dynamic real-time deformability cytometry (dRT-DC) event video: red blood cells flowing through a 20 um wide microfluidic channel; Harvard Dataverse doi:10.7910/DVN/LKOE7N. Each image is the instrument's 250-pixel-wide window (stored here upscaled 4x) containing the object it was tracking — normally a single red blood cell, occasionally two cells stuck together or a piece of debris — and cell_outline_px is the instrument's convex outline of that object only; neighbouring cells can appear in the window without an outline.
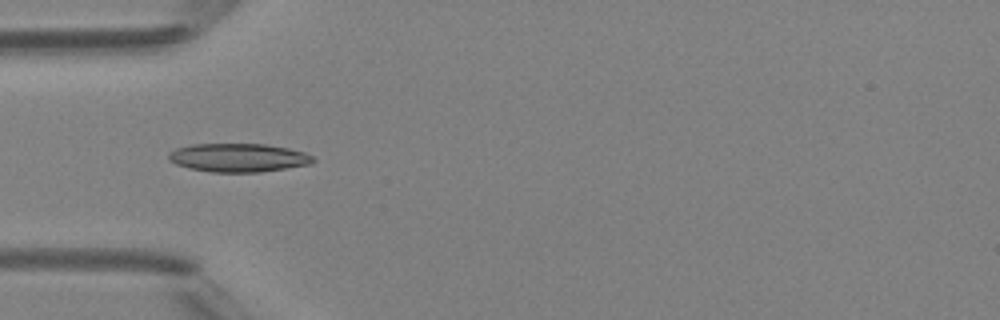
{"species": "Egyptian fruit bat (a non-hibernating species)", "species_latin": "Rousettus aegyptiacus", "temperature_condition": "room temperature", "stored_images_in_passage": 5, "camera_frame_rate_fps": 3000, "um_per_image_px": 0.085, "animal": {"sex": "female"}, "frame": {"image": 1, "passage_image": 5, "time_ms": 4.667, "image_size_px": [1000, 320], "cell_outline_px": [[316, 160], [308, 164], [260, 172], [212, 172], [188, 168], [176, 164], [168, 160], [168, 152], [176, 148], [192, 144], [264, 144], [288, 148], [304, 152], [312, 156]], "centroid_in_image_um": [20.21, 13.4], "position_along_channel_um": 64.8, "area_um2": 23.93}}